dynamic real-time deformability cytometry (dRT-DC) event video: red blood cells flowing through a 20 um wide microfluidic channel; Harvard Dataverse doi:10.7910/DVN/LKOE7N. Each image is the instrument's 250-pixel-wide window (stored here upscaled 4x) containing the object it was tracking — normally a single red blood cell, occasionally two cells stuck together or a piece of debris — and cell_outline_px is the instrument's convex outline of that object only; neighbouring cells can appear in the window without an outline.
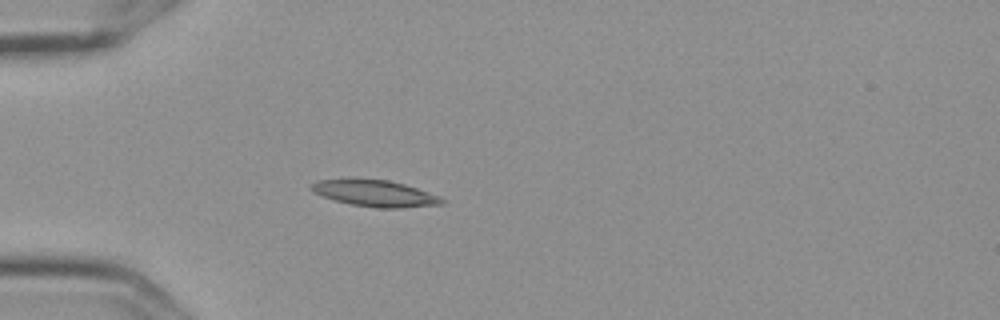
{"species": "Egyptian fruit bat (a non-hibernating species)", "species_latin": "Rousettus aegyptiacus", "temperature_condition": "cold", "stored_images_in_passage": 4, "camera_frame_rate_fps": 3000, "um_per_image_px": 0.085, "frame": {"image": 1, "passage_image": 4, "time_ms": 1.0, "image_size_px": [1000, 320], "cell_outline_px": [[444, 204], [400, 208], [376, 208], [352, 204], [336, 200], [312, 192], [308, 188], [308, 184], [316, 180], [388, 180], [404, 184], [440, 196], [444, 200]], "centroid_in_image_um": [31.87, 16.45], "position_along_channel_um": 53.1, "area_um2": 19.77}}